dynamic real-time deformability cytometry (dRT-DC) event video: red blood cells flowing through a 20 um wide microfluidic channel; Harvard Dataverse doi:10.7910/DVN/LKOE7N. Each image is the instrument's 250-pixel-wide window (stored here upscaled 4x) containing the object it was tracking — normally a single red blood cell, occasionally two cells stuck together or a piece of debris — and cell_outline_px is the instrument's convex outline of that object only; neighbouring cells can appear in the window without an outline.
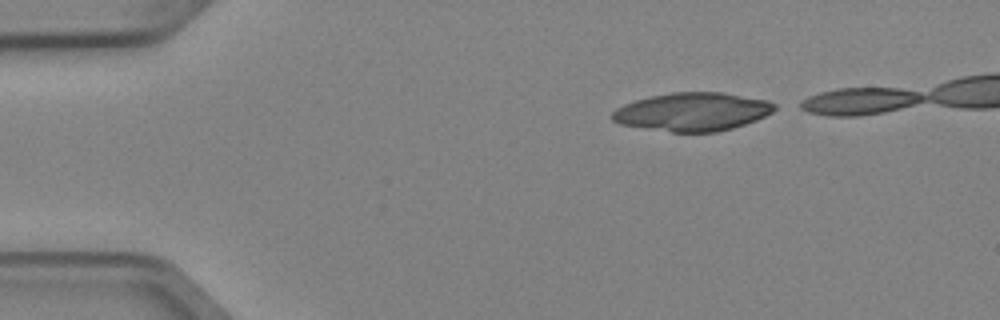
{"species": "Egyptian fruit bat (a non-hibernating species)", "species_latin": "Rousettus aegyptiacus", "temperature_condition": "cold", "stored_images_in_passage": 3, "camera_frame_rate_fps": 3000, "um_per_image_px": 0.085, "animal": {"sex": "female"}, "frame": {"image": 1, "passage_image": 1, "time_ms": 0.0, "image_size_px": [1000, 320], "cell_outline_px": [[776, 108], [772, 112], [756, 120], [732, 128], [716, 132], [672, 132], [620, 124], [612, 120], [612, 112], [616, 108], [624, 104], [636, 100], [652, 96], [672, 92], [720, 92], [768, 100], [776, 104]], "centroid_in_image_um": [58.86, 9.5], "position_along_channel_um": 26.1, "area_um2": 36.07}}